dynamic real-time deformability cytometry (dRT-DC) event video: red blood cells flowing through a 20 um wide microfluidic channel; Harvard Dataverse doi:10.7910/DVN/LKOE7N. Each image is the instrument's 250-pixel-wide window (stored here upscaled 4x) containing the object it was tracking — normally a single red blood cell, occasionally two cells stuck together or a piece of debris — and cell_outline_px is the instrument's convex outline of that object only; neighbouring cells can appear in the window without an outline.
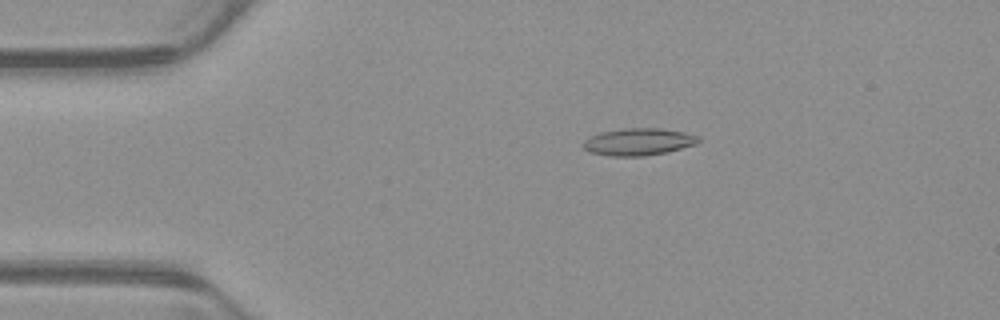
{"species": "common noctule bat (a hibernating species)", "species_latin": "Nyctalus noctula", "temperature_condition": "warm", "stored_images_in_passage": 46, "camera_frame_rate_fps": 3000, "um_per_image_px": 0.085, "animal": {"sex": "male", "body_mass_g": 23.1, "forearm_length_mm": 52.7}, "frame": {"image": 1, "passage_image": 3, "time_ms": 0.667, "image_size_px": [1000, 320], "cell_outline_px": [[700, 140], [696, 144], [668, 152], [644, 156], [612, 156], [588, 152], [580, 144], [584, 140], [600, 132], [624, 128], [660, 128], [684, 132], [700, 136]], "centroid_in_image_um": [54.26, 12.05], "position_along_channel_um": 30.7, "area_um2": 18.38}}
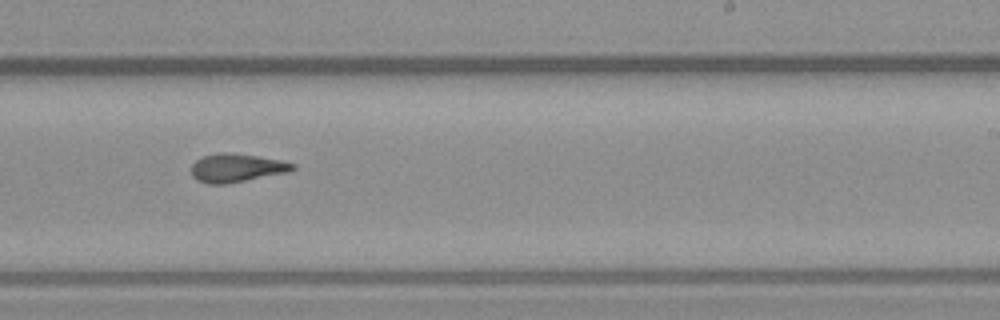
{"frame": {"image": 2, "passage_image": 25, "time_ms": 8.0, "image_size_px": [1000, 320], "cell_outline_px": [[296, 168], [288, 172], [228, 184], [208, 184], [196, 180], [192, 176], [192, 164], [196, 160], [204, 156], [220, 152], [232, 152], [280, 160], [296, 164]], "centroid_in_image_um": [20.1, 14.27], "position_along_channel_um": 268.9, "area_um2": 16.88}}
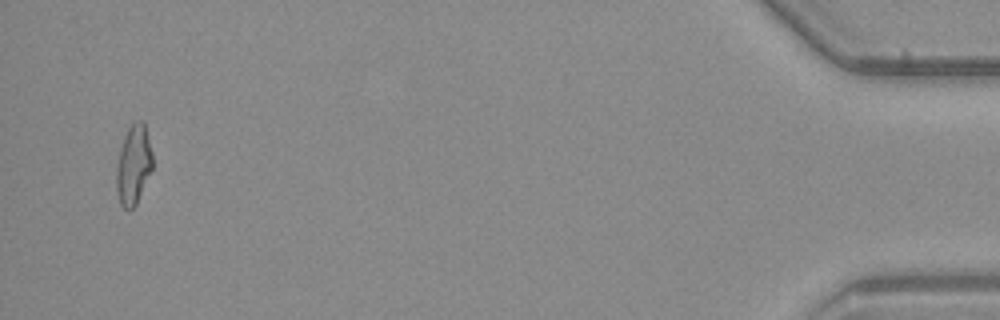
{"frame": {"image": 3, "passage_image": 44, "time_ms": 14.333, "image_size_px": [1000, 320], "cell_outline_px": [[152, 168], [136, 204], [132, 208], [124, 208], [120, 204], [116, 188], [116, 168], [120, 148], [124, 136], [128, 128], [136, 120], [144, 120], [152, 152]], "centroid_in_image_um": [11.34, 13.97], "position_along_channel_um": 423.9, "area_um2": 16.65}, "authors_computed_cell_mechanics": {"area_um2": 16.762, "velocity_mm_per_s": 3.9015, "shape_relaxation_time_tau1_ms": null, "shape_relaxation_time_tau2_ms": 3.3111, "deformation_change_tau1": null, "deformation_change_tau2": 0.1199}}